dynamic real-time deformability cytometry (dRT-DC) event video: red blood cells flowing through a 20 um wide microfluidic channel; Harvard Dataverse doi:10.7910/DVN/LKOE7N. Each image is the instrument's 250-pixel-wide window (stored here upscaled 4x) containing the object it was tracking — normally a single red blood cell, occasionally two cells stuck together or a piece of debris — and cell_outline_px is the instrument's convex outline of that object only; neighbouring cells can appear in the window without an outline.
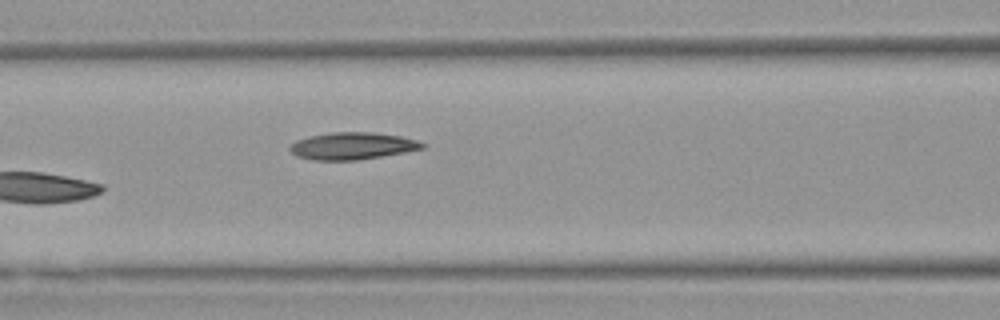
{"species": "Egyptian fruit bat (a non-hibernating species)", "species_latin": "Rousettus aegyptiacus", "temperature_condition": "warm", "stored_images_in_passage": 6, "camera_frame_rate_fps": 3000, "um_per_image_px": 0.085, "animal": {"sex": "female"}, "frame": {"image": 1, "passage_image": 6, "time_ms": 1.667, "image_size_px": [1000, 320], "cell_outline_px": [[428, 144], [424, 148], [404, 152], [356, 160], [312, 160], [296, 156], [288, 148], [296, 140], [308, 136], [332, 132], [372, 132], [400, 136], [416, 140]], "centroid_in_image_um": [29.94, 12.4], "position_along_channel_um": 136.7, "area_um2": 20.87}}